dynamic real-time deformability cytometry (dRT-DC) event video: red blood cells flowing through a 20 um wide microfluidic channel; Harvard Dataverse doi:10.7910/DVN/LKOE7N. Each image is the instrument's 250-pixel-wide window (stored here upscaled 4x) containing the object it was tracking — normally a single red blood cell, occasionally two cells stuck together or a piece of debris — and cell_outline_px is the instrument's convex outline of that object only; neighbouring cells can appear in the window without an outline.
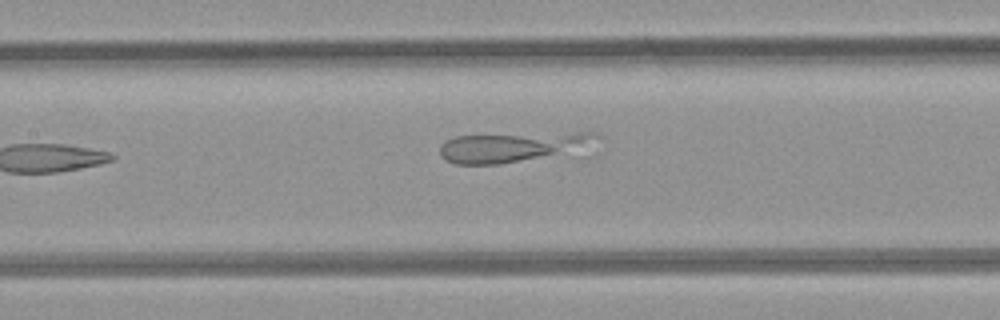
{"species": "common noctule bat (a hibernating species)", "species_latin": "Nyctalus noctula", "temperature_condition": "room temperature", "stored_images_in_passage": 6, "segment_of_instrument_passage": [1, 2], "camera_frame_rate_fps": 3000, "um_per_image_px": 0.085, "animal": {"sex": "female", "body_mass_g": 21.9}, "frame": {"image": 1, "passage_image": 5, "time_ms": 4.667, "image_size_px": [1000, 320], "cell_outline_px": [[604, 136], [596, 156], [500, 164], [456, 164], [444, 160], [440, 156], [440, 144], [444, 140], [456, 136], [580, 132], [596, 132]], "centroid_in_image_um": [44.16, 12.55], "position_along_channel_um": 163.2, "area_um2": 31.04}}